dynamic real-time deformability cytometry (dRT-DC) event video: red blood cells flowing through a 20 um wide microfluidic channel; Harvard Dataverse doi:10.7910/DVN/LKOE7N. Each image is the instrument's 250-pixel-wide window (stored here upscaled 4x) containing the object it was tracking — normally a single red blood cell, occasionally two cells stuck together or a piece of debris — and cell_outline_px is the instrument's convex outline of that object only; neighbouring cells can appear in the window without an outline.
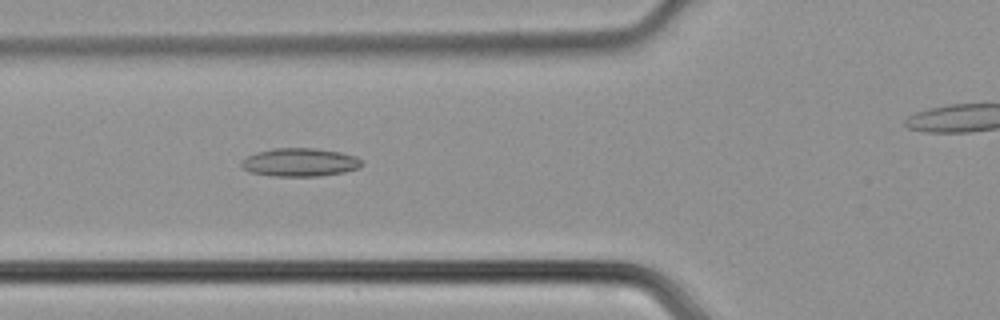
{"species": "common noctule bat (a hibernating species)", "species_latin": "Nyctalus noctula", "temperature_condition": "cold", "stored_images_in_passage": 34, "camera_frame_rate_fps": 3000, "um_per_image_px": 0.085, "animal": {"sex": "male", "body_mass_g": 21.5, "forearm_length_mm": 52.0}, "frame": {"image": 1, "passage_image": 10, "time_ms": 3.0, "image_size_px": [1000, 320], "cell_outline_px": [[364, 164], [360, 168], [344, 172], [320, 176], [272, 176], [248, 172], [240, 164], [240, 160], [256, 152], [272, 148], [316, 148], [340, 152], [356, 156]], "centroid_in_image_um": [25.48, 13.79], "position_along_channel_um": 100.3, "area_um2": 20.06}}
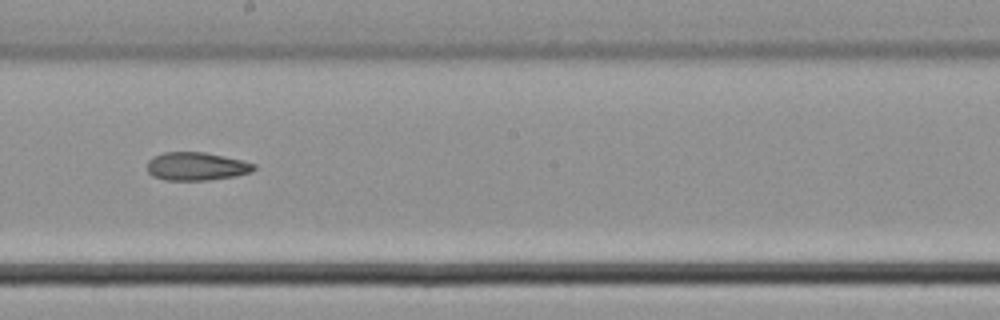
{"frame": {"image": 2, "passage_image": 19, "time_ms": 6.0, "image_size_px": [1000, 320], "cell_outline_px": [[256, 168], [252, 172], [236, 176], [208, 180], [164, 180], [152, 176], [148, 172], [148, 160], [152, 156], [164, 152], [204, 152], [224, 156], [256, 164]], "centroid_in_image_um": [16.69, 14.14], "position_along_channel_um": 231.5, "area_um2": 17.63}}
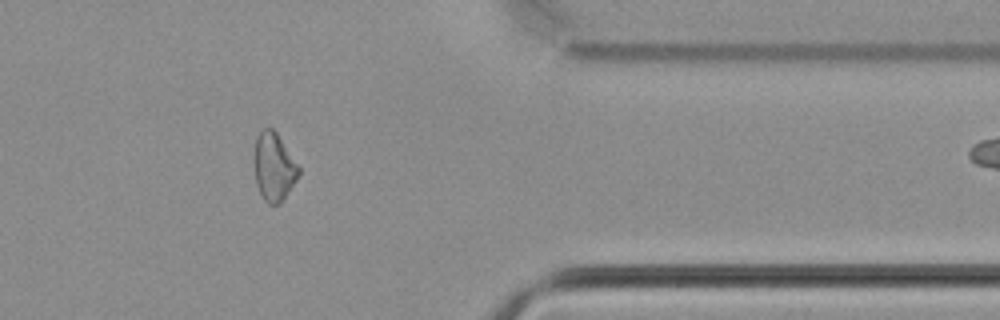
{"frame": {"image": 3, "passage_image": 31, "time_ms": 10.0, "image_size_px": [1000, 320], "cell_outline_px": [[300, 172], [296, 180], [284, 200], [280, 204], [268, 204], [264, 200], [256, 184], [256, 136], [260, 128], [272, 128], [276, 132], [300, 168]], "centroid_in_image_um": [23.3, 14.2], "position_along_channel_um": 388.1, "area_um2": 17.34}}